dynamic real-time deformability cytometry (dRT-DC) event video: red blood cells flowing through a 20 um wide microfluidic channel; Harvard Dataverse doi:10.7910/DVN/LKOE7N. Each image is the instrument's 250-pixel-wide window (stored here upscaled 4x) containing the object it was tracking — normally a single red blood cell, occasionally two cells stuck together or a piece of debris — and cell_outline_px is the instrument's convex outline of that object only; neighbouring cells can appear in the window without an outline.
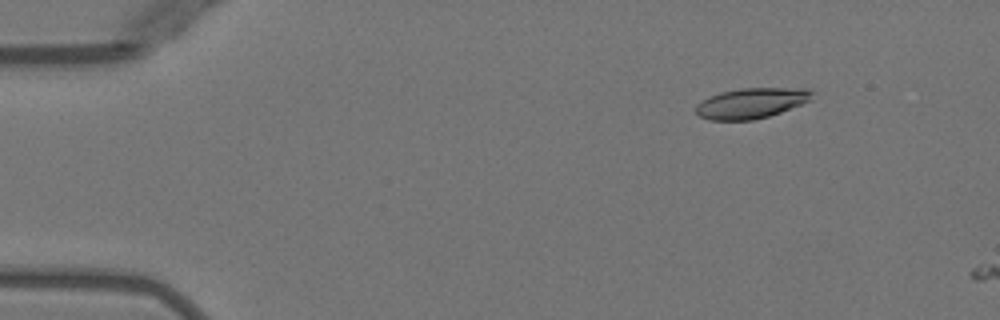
{"species": "Egyptian fruit bat (a non-hibernating species)", "species_latin": "Rousettus aegyptiacus", "temperature_condition": "warm", "stored_images_in_passage": 3, "camera_frame_rate_fps": 3000, "um_per_image_px": 0.085, "animal": {"sex": "female"}, "frame": {"image": 1, "passage_image": 2, "time_ms": 1.0, "image_size_px": [1000, 320], "cell_outline_px": [[812, 100], [780, 112], [768, 116], [752, 120], [708, 120], [700, 116], [696, 112], [696, 104], [708, 96], [720, 92], [740, 88], [808, 88], [812, 92]], "centroid_in_image_um": [63.84, 8.76], "position_along_channel_um": 21.2, "area_um2": 20.63}}